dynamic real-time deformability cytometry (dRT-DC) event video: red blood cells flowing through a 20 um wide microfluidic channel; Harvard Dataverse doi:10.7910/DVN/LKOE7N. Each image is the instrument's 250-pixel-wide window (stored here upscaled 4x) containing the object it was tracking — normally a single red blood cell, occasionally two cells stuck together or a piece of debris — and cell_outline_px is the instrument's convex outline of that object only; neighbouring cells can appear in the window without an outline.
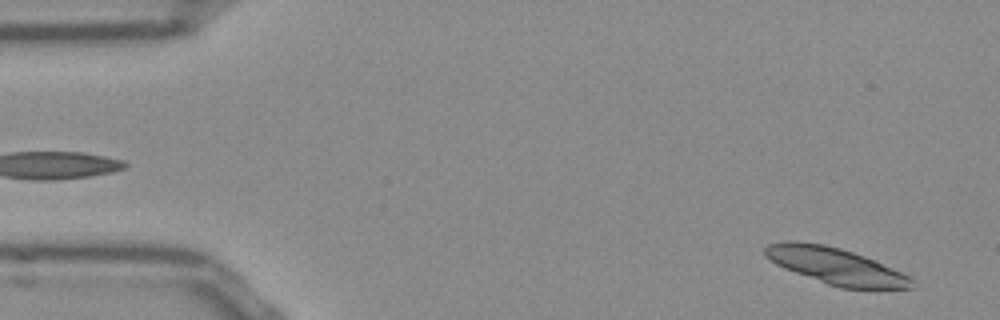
{"species": "Egyptian fruit bat (a non-hibernating species)", "species_latin": "Rousettus aegyptiacus", "temperature_condition": "room temperature", "stored_images_in_passage": 53, "segment_of_instrument_passage": [1, 2], "camera_frame_rate_fps": 3000, "um_per_image_px": 0.085, "frame": {"image": 1, "passage_image": 3, "time_ms": 0.667, "image_size_px": [1000, 320], "cell_outline_px": [[912, 288], [840, 288], [828, 284], [784, 268], [776, 264], [764, 256], [764, 248], [768, 244], [788, 240], [796, 240], [824, 244], [840, 248], [864, 256], [912, 276]], "centroid_in_image_um": [71.0, 22.59], "position_along_channel_um": 14.0, "area_um2": 30.98}}